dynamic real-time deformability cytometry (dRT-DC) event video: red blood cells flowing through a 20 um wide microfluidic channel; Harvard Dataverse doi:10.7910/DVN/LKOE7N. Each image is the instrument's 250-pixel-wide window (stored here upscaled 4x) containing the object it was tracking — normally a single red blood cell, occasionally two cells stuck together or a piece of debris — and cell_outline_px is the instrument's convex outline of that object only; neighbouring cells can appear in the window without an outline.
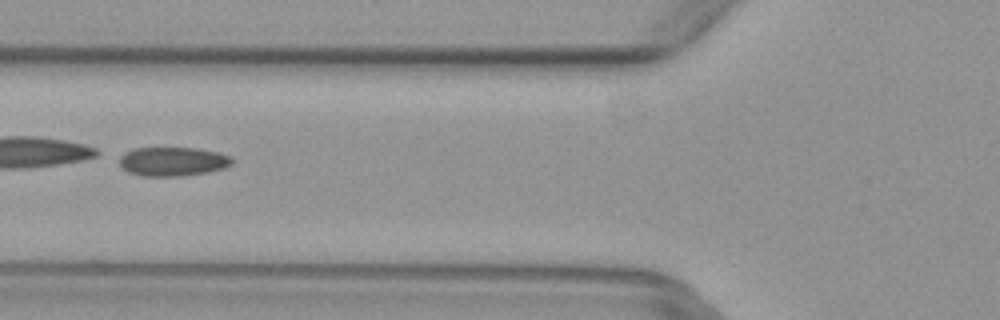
{"species": "common noctule bat (a hibernating species)", "species_latin": "Nyctalus noctula", "temperature_condition": "warm", "stored_images_in_passage": 6, "camera_frame_rate_fps": 3000, "um_per_image_px": 0.085, "animal": {"sex": "female", "body_mass_g": 29.2, "forearm_length_mm": 56.3}, "frame": {"image": 1, "passage_image": 5, "time_ms": 1.333, "image_size_px": [1000, 320], "cell_outline_px": [[232, 164], [224, 168], [208, 172], [184, 176], [144, 176], [128, 172], [120, 164], [120, 156], [124, 152], [136, 148], [196, 148], [220, 152], [232, 156]], "centroid_in_image_um": [14.72, 13.72], "position_along_channel_um": 111.1, "area_um2": 19.13}}